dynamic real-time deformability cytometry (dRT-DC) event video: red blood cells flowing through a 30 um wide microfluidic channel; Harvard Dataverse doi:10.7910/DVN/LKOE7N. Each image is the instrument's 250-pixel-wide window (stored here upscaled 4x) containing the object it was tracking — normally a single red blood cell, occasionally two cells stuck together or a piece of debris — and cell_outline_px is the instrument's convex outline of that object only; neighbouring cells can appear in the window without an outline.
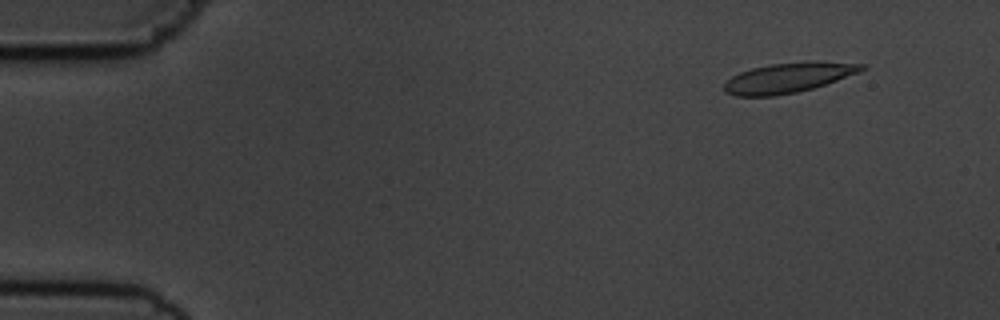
{"species": "common noctule bat (a hibernating species)", "species_latin": "Nyctalus noctula", "temperature_condition": "cold", "stored_images_in_passage": 5, "camera_frame_rate_fps": 3000, "um_per_image_px": 0.085, "animal": {"sex": "male", "body_mass_g": 19.5, "forearm_length_mm": 54.6}, "frame": {"image": 1, "passage_image": 2, "time_ms": 1.0, "image_size_px": [1000, 320], "cell_outline_px": [[868, 68], [860, 72], [812, 88], [796, 92], [772, 96], [736, 96], [724, 92], [724, 84], [732, 76], [740, 72], [752, 68], [772, 64], [868, 64]], "centroid_in_image_um": [66.9, 6.66], "position_along_channel_um": 18.1, "area_um2": 22.72}}
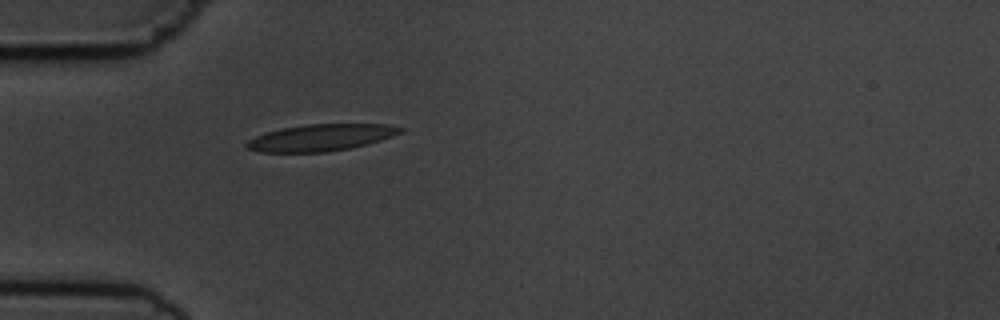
{"frame": {"image": 2, "passage_image": 5, "time_ms": 4.667, "image_size_px": [1000, 320], "cell_outline_px": [[404, 128], [400, 132], [392, 136], [368, 144], [328, 152], [260, 152], [248, 148], [244, 144], [248, 140], [256, 136], [280, 128], [308, 124], [388, 124]], "centroid_in_image_um": [27.26, 11.69], "position_along_channel_um": 57.7, "area_um2": 23.76}}